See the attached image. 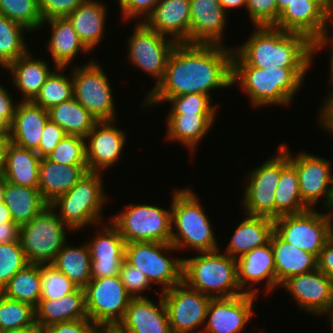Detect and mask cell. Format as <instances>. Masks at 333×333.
I'll use <instances>...</instances> for the list:
<instances>
[{
  "label": "cell",
  "instance_id": "19",
  "mask_svg": "<svg viewBox=\"0 0 333 333\" xmlns=\"http://www.w3.org/2000/svg\"><path fill=\"white\" fill-rule=\"evenodd\" d=\"M114 121L97 122L86 135V163L90 172L105 171L118 161L122 153L126 136Z\"/></svg>",
  "mask_w": 333,
  "mask_h": 333
},
{
  "label": "cell",
  "instance_id": "55",
  "mask_svg": "<svg viewBox=\"0 0 333 333\" xmlns=\"http://www.w3.org/2000/svg\"><path fill=\"white\" fill-rule=\"evenodd\" d=\"M11 94L0 85V133H8L17 107ZM15 103V104H14Z\"/></svg>",
  "mask_w": 333,
  "mask_h": 333
},
{
  "label": "cell",
  "instance_id": "56",
  "mask_svg": "<svg viewBox=\"0 0 333 333\" xmlns=\"http://www.w3.org/2000/svg\"><path fill=\"white\" fill-rule=\"evenodd\" d=\"M318 269L333 281V236L320 251L318 256Z\"/></svg>",
  "mask_w": 333,
  "mask_h": 333
},
{
  "label": "cell",
  "instance_id": "58",
  "mask_svg": "<svg viewBox=\"0 0 333 333\" xmlns=\"http://www.w3.org/2000/svg\"><path fill=\"white\" fill-rule=\"evenodd\" d=\"M20 225L17 223L0 224V244L19 241Z\"/></svg>",
  "mask_w": 333,
  "mask_h": 333
},
{
  "label": "cell",
  "instance_id": "13",
  "mask_svg": "<svg viewBox=\"0 0 333 333\" xmlns=\"http://www.w3.org/2000/svg\"><path fill=\"white\" fill-rule=\"evenodd\" d=\"M134 30L128 39L127 60L154 77L155 87L163 79L168 59L177 42L152 30L143 21H138Z\"/></svg>",
  "mask_w": 333,
  "mask_h": 333
},
{
  "label": "cell",
  "instance_id": "70",
  "mask_svg": "<svg viewBox=\"0 0 333 333\" xmlns=\"http://www.w3.org/2000/svg\"><path fill=\"white\" fill-rule=\"evenodd\" d=\"M329 210L331 209H333V196H332V200H331V203H330V206H329V208H328Z\"/></svg>",
  "mask_w": 333,
  "mask_h": 333
},
{
  "label": "cell",
  "instance_id": "41",
  "mask_svg": "<svg viewBox=\"0 0 333 333\" xmlns=\"http://www.w3.org/2000/svg\"><path fill=\"white\" fill-rule=\"evenodd\" d=\"M28 29L0 14V63L6 68L29 50L23 36Z\"/></svg>",
  "mask_w": 333,
  "mask_h": 333
},
{
  "label": "cell",
  "instance_id": "52",
  "mask_svg": "<svg viewBox=\"0 0 333 333\" xmlns=\"http://www.w3.org/2000/svg\"><path fill=\"white\" fill-rule=\"evenodd\" d=\"M66 135V132L57 123L49 119L42 131L37 154L41 158L47 157Z\"/></svg>",
  "mask_w": 333,
  "mask_h": 333
},
{
  "label": "cell",
  "instance_id": "62",
  "mask_svg": "<svg viewBox=\"0 0 333 333\" xmlns=\"http://www.w3.org/2000/svg\"><path fill=\"white\" fill-rule=\"evenodd\" d=\"M219 2L223 7L224 11L226 12L227 9L230 8H239L242 6L246 8L247 0H219Z\"/></svg>",
  "mask_w": 333,
  "mask_h": 333
},
{
  "label": "cell",
  "instance_id": "25",
  "mask_svg": "<svg viewBox=\"0 0 333 333\" xmlns=\"http://www.w3.org/2000/svg\"><path fill=\"white\" fill-rule=\"evenodd\" d=\"M237 281L241 288H246L245 293L255 294L259 288H253L255 283L266 280L265 289L270 293L276 288V270L274 263V254L270 242L267 245L253 249L244 253L237 259ZM253 283V284H252ZM247 285V286H246ZM250 287H252L250 289Z\"/></svg>",
  "mask_w": 333,
  "mask_h": 333
},
{
  "label": "cell",
  "instance_id": "29",
  "mask_svg": "<svg viewBox=\"0 0 333 333\" xmlns=\"http://www.w3.org/2000/svg\"><path fill=\"white\" fill-rule=\"evenodd\" d=\"M276 270V288L289 277L318 268V258L283 241L275 232L270 238Z\"/></svg>",
  "mask_w": 333,
  "mask_h": 333
},
{
  "label": "cell",
  "instance_id": "53",
  "mask_svg": "<svg viewBox=\"0 0 333 333\" xmlns=\"http://www.w3.org/2000/svg\"><path fill=\"white\" fill-rule=\"evenodd\" d=\"M101 327L89 318L56 323L44 328L45 333H97Z\"/></svg>",
  "mask_w": 333,
  "mask_h": 333
},
{
  "label": "cell",
  "instance_id": "67",
  "mask_svg": "<svg viewBox=\"0 0 333 333\" xmlns=\"http://www.w3.org/2000/svg\"><path fill=\"white\" fill-rule=\"evenodd\" d=\"M3 192H4V178L0 177V202L3 201Z\"/></svg>",
  "mask_w": 333,
  "mask_h": 333
},
{
  "label": "cell",
  "instance_id": "20",
  "mask_svg": "<svg viewBox=\"0 0 333 333\" xmlns=\"http://www.w3.org/2000/svg\"><path fill=\"white\" fill-rule=\"evenodd\" d=\"M93 239L88 242L91 256V278L99 279L119 275L125 260L126 241L117 228L110 222L105 224Z\"/></svg>",
  "mask_w": 333,
  "mask_h": 333
},
{
  "label": "cell",
  "instance_id": "57",
  "mask_svg": "<svg viewBox=\"0 0 333 333\" xmlns=\"http://www.w3.org/2000/svg\"><path fill=\"white\" fill-rule=\"evenodd\" d=\"M327 97L320 111L319 121L320 125L333 135V89Z\"/></svg>",
  "mask_w": 333,
  "mask_h": 333
},
{
  "label": "cell",
  "instance_id": "23",
  "mask_svg": "<svg viewBox=\"0 0 333 333\" xmlns=\"http://www.w3.org/2000/svg\"><path fill=\"white\" fill-rule=\"evenodd\" d=\"M226 13L219 0H190V44L223 45Z\"/></svg>",
  "mask_w": 333,
  "mask_h": 333
},
{
  "label": "cell",
  "instance_id": "2",
  "mask_svg": "<svg viewBox=\"0 0 333 333\" xmlns=\"http://www.w3.org/2000/svg\"><path fill=\"white\" fill-rule=\"evenodd\" d=\"M255 28L246 43L234 49L232 65L265 69L310 67L315 52L314 43L308 37L274 26Z\"/></svg>",
  "mask_w": 333,
  "mask_h": 333
},
{
  "label": "cell",
  "instance_id": "32",
  "mask_svg": "<svg viewBox=\"0 0 333 333\" xmlns=\"http://www.w3.org/2000/svg\"><path fill=\"white\" fill-rule=\"evenodd\" d=\"M274 219L310 209L300 196L296 168L289 162L288 149L281 145V177L275 191Z\"/></svg>",
  "mask_w": 333,
  "mask_h": 333
},
{
  "label": "cell",
  "instance_id": "40",
  "mask_svg": "<svg viewBox=\"0 0 333 333\" xmlns=\"http://www.w3.org/2000/svg\"><path fill=\"white\" fill-rule=\"evenodd\" d=\"M5 297L37 307L41 299V265L28 264L0 292Z\"/></svg>",
  "mask_w": 333,
  "mask_h": 333
},
{
  "label": "cell",
  "instance_id": "48",
  "mask_svg": "<svg viewBox=\"0 0 333 333\" xmlns=\"http://www.w3.org/2000/svg\"><path fill=\"white\" fill-rule=\"evenodd\" d=\"M212 98L206 94L188 93L170 97L166 102L172 103L168 114L216 113V106L210 104Z\"/></svg>",
  "mask_w": 333,
  "mask_h": 333
},
{
  "label": "cell",
  "instance_id": "44",
  "mask_svg": "<svg viewBox=\"0 0 333 333\" xmlns=\"http://www.w3.org/2000/svg\"><path fill=\"white\" fill-rule=\"evenodd\" d=\"M0 14L24 25L29 32L43 25L38 0H0Z\"/></svg>",
  "mask_w": 333,
  "mask_h": 333
},
{
  "label": "cell",
  "instance_id": "1",
  "mask_svg": "<svg viewBox=\"0 0 333 333\" xmlns=\"http://www.w3.org/2000/svg\"><path fill=\"white\" fill-rule=\"evenodd\" d=\"M224 45L177 43L168 59L163 79L144 99L149 107L170 97L188 93L206 94L232 85L234 48Z\"/></svg>",
  "mask_w": 333,
  "mask_h": 333
},
{
  "label": "cell",
  "instance_id": "36",
  "mask_svg": "<svg viewBox=\"0 0 333 333\" xmlns=\"http://www.w3.org/2000/svg\"><path fill=\"white\" fill-rule=\"evenodd\" d=\"M40 161L41 157L36 151L10 142L2 177L16 185L38 188Z\"/></svg>",
  "mask_w": 333,
  "mask_h": 333
},
{
  "label": "cell",
  "instance_id": "31",
  "mask_svg": "<svg viewBox=\"0 0 333 333\" xmlns=\"http://www.w3.org/2000/svg\"><path fill=\"white\" fill-rule=\"evenodd\" d=\"M45 23L51 26L52 35L47 44V50L53 58L55 68L67 67L77 53L89 52L67 17L50 18L42 24Z\"/></svg>",
  "mask_w": 333,
  "mask_h": 333
},
{
  "label": "cell",
  "instance_id": "68",
  "mask_svg": "<svg viewBox=\"0 0 333 333\" xmlns=\"http://www.w3.org/2000/svg\"><path fill=\"white\" fill-rule=\"evenodd\" d=\"M329 315V321L331 322V327H332V331H333V307L331 308L330 312L328 313Z\"/></svg>",
  "mask_w": 333,
  "mask_h": 333
},
{
  "label": "cell",
  "instance_id": "24",
  "mask_svg": "<svg viewBox=\"0 0 333 333\" xmlns=\"http://www.w3.org/2000/svg\"><path fill=\"white\" fill-rule=\"evenodd\" d=\"M190 21V0H159L143 22L177 43L190 44Z\"/></svg>",
  "mask_w": 333,
  "mask_h": 333
},
{
  "label": "cell",
  "instance_id": "15",
  "mask_svg": "<svg viewBox=\"0 0 333 333\" xmlns=\"http://www.w3.org/2000/svg\"><path fill=\"white\" fill-rule=\"evenodd\" d=\"M277 149L278 154L254 168L249 172V177L245 178L246 187L241 205L246 214L274 219V196L281 177V145Z\"/></svg>",
  "mask_w": 333,
  "mask_h": 333
},
{
  "label": "cell",
  "instance_id": "34",
  "mask_svg": "<svg viewBox=\"0 0 333 333\" xmlns=\"http://www.w3.org/2000/svg\"><path fill=\"white\" fill-rule=\"evenodd\" d=\"M167 139L182 143L190 152L210 130L216 113L167 114Z\"/></svg>",
  "mask_w": 333,
  "mask_h": 333
},
{
  "label": "cell",
  "instance_id": "39",
  "mask_svg": "<svg viewBox=\"0 0 333 333\" xmlns=\"http://www.w3.org/2000/svg\"><path fill=\"white\" fill-rule=\"evenodd\" d=\"M77 287L84 288L91 278V256L87 244L72 247L66 243L51 264Z\"/></svg>",
  "mask_w": 333,
  "mask_h": 333
},
{
  "label": "cell",
  "instance_id": "8",
  "mask_svg": "<svg viewBox=\"0 0 333 333\" xmlns=\"http://www.w3.org/2000/svg\"><path fill=\"white\" fill-rule=\"evenodd\" d=\"M313 209L274 219V232L283 241L318 258L326 242L333 236V217L330 211L319 213Z\"/></svg>",
  "mask_w": 333,
  "mask_h": 333
},
{
  "label": "cell",
  "instance_id": "26",
  "mask_svg": "<svg viewBox=\"0 0 333 333\" xmlns=\"http://www.w3.org/2000/svg\"><path fill=\"white\" fill-rule=\"evenodd\" d=\"M49 120V113L33 101L17 104L12 124L9 127L10 141L17 146L37 151L42 131Z\"/></svg>",
  "mask_w": 333,
  "mask_h": 333
},
{
  "label": "cell",
  "instance_id": "49",
  "mask_svg": "<svg viewBox=\"0 0 333 333\" xmlns=\"http://www.w3.org/2000/svg\"><path fill=\"white\" fill-rule=\"evenodd\" d=\"M246 9L253 26H274L277 22V0H247Z\"/></svg>",
  "mask_w": 333,
  "mask_h": 333
},
{
  "label": "cell",
  "instance_id": "16",
  "mask_svg": "<svg viewBox=\"0 0 333 333\" xmlns=\"http://www.w3.org/2000/svg\"><path fill=\"white\" fill-rule=\"evenodd\" d=\"M289 162L296 168L300 196L312 209L321 197H325L323 209H328L333 196V174L330 161L311 153L301 152L293 157L288 151Z\"/></svg>",
  "mask_w": 333,
  "mask_h": 333
},
{
  "label": "cell",
  "instance_id": "22",
  "mask_svg": "<svg viewBox=\"0 0 333 333\" xmlns=\"http://www.w3.org/2000/svg\"><path fill=\"white\" fill-rule=\"evenodd\" d=\"M114 328L119 333H172L162 295L158 304L147 297L132 298Z\"/></svg>",
  "mask_w": 333,
  "mask_h": 333
},
{
  "label": "cell",
  "instance_id": "5",
  "mask_svg": "<svg viewBox=\"0 0 333 333\" xmlns=\"http://www.w3.org/2000/svg\"><path fill=\"white\" fill-rule=\"evenodd\" d=\"M183 258L182 281L212 298L244 294L237 281V260L220 250ZM217 294H216V293Z\"/></svg>",
  "mask_w": 333,
  "mask_h": 333
},
{
  "label": "cell",
  "instance_id": "47",
  "mask_svg": "<svg viewBox=\"0 0 333 333\" xmlns=\"http://www.w3.org/2000/svg\"><path fill=\"white\" fill-rule=\"evenodd\" d=\"M26 265L28 262L20 241L0 244V292Z\"/></svg>",
  "mask_w": 333,
  "mask_h": 333
},
{
  "label": "cell",
  "instance_id": "3",
  "mask_svg": "<svg viewBox=\"0 0 333 333\" xmlns=\"http://www.w3.org/2000/svg\"><path fill=\"white\" fill-rule=\"evenodd\" d=\"M308 69L232 65V85H240L249 96L252 107L288 106L300 90Z\"/></svg>",
  "mask_w": 333,
  "mask_h": 333
},
{
  "label": "cell",
  "instance_id": "18",
  "mask_svg": "<svg viewBox=\"0 0 333 333\" xmlns=\"http://www.w3.org/2000/svg\"><path fill=\"white\" fill-rule=\"evenodd\" d=\"M280 286L308 313L327 315L333 307V281L318 268L291 276Z\"/></svg>",
  "mask_w": 333,
  "mask_h": 333
},
{
  "label": "cell",
  "instance_id": "65",
  "mask_svg": "<svg viewBox=\"0 0 333 333\" xmlns=\"http://www.w3.org/2000/svg\"><path fill=\"white\" fill-rule=\"evenodd\" d=\"M320 5L331 17V0H314Z\"/></svg>",
  "mask_w": 333,
  "mask_h": 333
},
{
  "label": "cell",
  "instance_id": "50",
  "mask_svg": "<svg viewBox=\"0 0 333 333\" xmlns=\"http://www.w3.org/2000/svg\"><path fill=\"white\" fill-rule=\"evenodd\" d=\"M119 276L127 293L132 298L147 297L142 295V292L147 288L149 289V287L151 288V283L144 273L129 264L126 260L122 263Z\"/></svg>",
  "mask_w": 333,
  "mask_h": 333
},
{
  "label": "cell",
  "instance_id": "64",
  "mask_svg": "<svg viewBox=\"0 0 333 333\" xmlns=\"http://www.w3.org/2000/svg\"><path fill=\"white\" fill-rule=\"evenodd\" d=\"M293 0H277V20L279 14L290 5Z\"/></svg>",
  "mask_w": 333,
  "mask_h": 333
},
{
  "label": "cell",
  "instance_id": "17",
  "mask_svg": "<svg viewBox=\"0 0 333 333\" xmlns=\"http://www.w3.org/2000/svg\"><path fill=\"white\" fill-rule=\"evenodd\" d=\"M258 296L244 293L233 297L211 298L203 325L198 333H241L254 313Z\"/></svg>",
  "mask_w": 333,
  "mask_h": 333
},
{
  "label": "cell",
  "instance_id": "9",
  "mask_svg": "<svg viewBox=\"0 0 333 333\" xmlns=\"http://www.w3.org/2000/svg\"><path fill=\"white\" fill-rule=\"evenodd\" d=\"M110 222L126 243H171V206L169 210L148 204H129Z\"/></svg>",
  "mask_w": 333,
  "mask_h": 333
},
{
  "label": "cell",
  "instance_id": "63",
  "mask_svg": "<svg viewBox=\"0 0 333 333\" xmlns=\"http://www.w3.org/2000/svg\"><path fill=\"white\" fill-rule=\"evenodd\" d=\"M3 223H15L11 216V213L6 206V204L2 201L0 202V224Z\"/></svg>",
  "mask_w": 333,
  "mask_h": 333
},
{
  "label": "cell",
  "instance_id": "59",
  "mask_svg": "<svg viewBox=\"0 0 333 333\" xmlns=\"http://www.w3.org/2000/svg\"><path fill=\"white\" fill-rule=\"evenodd\" d=\"M333 28V25L331 26ZM328 31H326L315 43H314V52L317 53V51H319L320 49L322 50V48H326V46H331L330 44L333 45V35H331L332 37H330V35L328 36ZM333 33V32H332ZM330 37V38H329ZM329 43V44H328ZM322 47V48H321ZM330 81L333 84V52L331 53V57H330Z\"/></svg>",
  "mask_w": 333,
  "mask_h": 333
},
{
  "label": "cell",
  "instance_id": "42",
  "mask_svg": "<svg viewBox=\"0 0 333 333\" xmlns=\"http://www.w3.org/2000/svg\"><path fill=\"white\" fill-rule=\"evenodd\" d=\"M64 68L65 67H56L55 69H57L59 73H57V70L51 72L42 85L40 92L33 100L35 104L43 107L47 111L74 97L72 74L70 77L65 76L64 73L61 72Z\"/></svg>",
  "mask_w": 333,
  "mask_h": 333
},
{
  "label": "cell",
  "instance_id": "4",
  "mask_svg": "<svg viewBox=\"0 0 333 333\" xmlns=\"http://www.w3.org/2000/svg\"><path fill=\"white\" fill-rule=\"evenodd\" d=\"M214 235L198 196L189 188L175 190L171 202V244L176 250L190 247L197 253L216 251Z\"/></svg>",
  "mask_w": 333,
  "mask_h": 333
},
{
  "label": "cell",
  "instance_id": "27",
  "mask_svg": "<svg viewBox=\"0 0 333 333\" xmlns=\"http://www.w3.org/2000/svg\"><path fill=\"white\" fill-rule=\"evenodd\" d=\"M88 172L87 165H62L47 157L41 158L38 183L41 197L49 205L68 192Z\"/></svg>",
  "mask_w": 333,
  "mask_h": 333
},
{
  "label": "cell",
  "instance_id": "51",
  "mask_svg": "<svg viewBox=\"0 0 333 333\" xmlns=\"http://www.w3.org/2000/svg\"><path fill=\"white\" fill-rule=\"evenodd\" d=\"M86 0H38L43 21L55 17H67Z\"/></svg>",
  "mask_w": 333,
  "mask_h": 333
},
{
  "label": "cell",
  "instance_id": "61",
  "mask_svg": "<svg viewBox=\"0 0 333 333\" xmlns=\"http://www.w3.org/2000/svg\"><path fill=\"white\" fill-rule=\"evenodd\" d=\"M2 333H45L44 328H42L37 322L29 327H23L19 329L6 330Z\"/></svg>",
  "mask_w": 333,
  "mask_h": 333
},
{
  "label": "cell",
  "instance_id": "14",
  "mask_svg": "<svg viewBox=\"0 0 333 333\" xmlns=\"http://www.w3.org/2000/svg\"><path fill=\"white\" fill-rule=\"evenodd\" d=\"M172 333H189L205 323L212 297L188 287L183 281L161 292Z\"/></svg>",
  "mask_w": 333,
  "mask_h": 333
},
{
  "label": "cell",
  "instance_id": "28",
  "mask_svg": "<svg viewBox=\"0 0 333 333\" xmlns=\"http://www.w3.org/2000/svg\"><path fill=\"white\" fill-rule=\"evenodd\" d=\"M245 217L224 252L236 259L255 248L267 245L274 232V219L249 214Z\"/></svg>",
  "mask_w": 333,
  "mask_h": 333
},
{
  "label": "cell",
  "instance_id": "35",
  "mask_svg": "<svg viewBox=\"0 0 333 333\" xmlns=\"http://www.w3.org/2000/svg\"><path fill=\"white\" fill-rule=\"evenodd\" d=\"M31 57L28 51L6 67L13 76L12 83L22 91L24 98L21 101H33L52 72L44 59Z\"/></svg>",
  "mask_w": 333,
  "mask_h": 333
},
{
  "label": "cell",
  "instance_id": "7",
  "mask_svg": "<svg viewBox=\"0 0 333 333\" xmlns=\"http://www.w3.org/2000/svg\"><path fill=\"white\" fill-rule=\"evenodd\" d=\"M54 211L48 205L30 222L20 226L19 241L28 264H52L66 243V231L71 229Z\"/></svg>",
  "mask_w": 333,
  "mask_h": 333
},
{
  "label": "cell",
  "instance_id": "11",
  "mask_svg": "<svg viewBox=\"0 0 333 333\" xmlns=\"http://www.w3.org/2000/svg\"><path fill=\"white\" fill-rule=\"evenodd\" d=\"M74 98L98 121L116 119L114 96L108 77L95 60L73 67L71 72Z\"/></svg>",
  "mask_w": 333,
  "mask_h": 333
},
{
  "label": "cell",
  "instance_id": "21",
  "mask_svg": "<svg viewBox=\"0 0 333 333\" xmlns=\"http://www.w3.org/2000/svg\"><path fill=\"white\" fill-rule=\"evenodd\" d=\"M331 19L314 0H293L279 14L274 27L303 34L315 43L328 30Z\"/></svg>",
  "mask_w": 333,
  "mask_h": 333
},
{
  "label": "cell",
  "instance_id": "43",
  "mask_svg": "<svg viewBox=\"0 0 333 333\" xmlns=\"http://www.w3.org/2000/svg\"><path fill=\"white\" fill-rule=\"evenodd\" d=\"M36 323L35 307L0 293V331L29 327Z\"/></svg>",
  "mask_w": 333,
  "mask_h": 333
},
{
  "label": "cell",
  "instance_id": "69",
  "mask_svg": "<svg viewBox=\"0 0 333 333\" xmlns=\"http://www.w3.org/2000/svg\"><path fill=\"white\" fill-rule=\"evenodd\" d=\"M331 18H333V0H331Z\"/></svg>",
  "mask_w": 333,
  "mask_h": 333
},
{
  "label": "cell",
  "instance_id": "33",
  "mask_svg": "<svg viewBox=\"0 0 333 333\" xmlns=\"http://www.w3.org/2000/svg\"><path fill=\"white\" fill-rule=\"evenodd\" d=\"M107 9L101 1L86 0L67 16L85 47L92 51L101 42Z\"/></svg>",
  "mask_w": 333,
  "mask_h": 333
},
{
  "label": "cell",
  "instance_id": "60",
  "mask_svg": "<svg viewBox=\"0 0 333 333\" xmlns=\"http://www.w3.org/2000/svg\"><path fill=\"white\" fill-rule=\"evenodd\" d=\"M10 142L8 133H0V177L5 169L6 153Z\"/></svg>",
  "mask_w": 333,
  "mask_h": 333
},
{
  "label": "cell",
  "instance_id": "38",
  "mask_svg": "<svg viewBox=\"0 0 333 333\" xmlns=\"http://www.w3.org/2000/svg\"><path fill=\"white\" fill-rule=\"evenodd\" d=\"M49 119L57 123L67 135L86 137L98 122L74 97L48 110Z\"/></svg>",
  "mask_w": 333,
  "mask_h": 333
},
{
  "label": "cell",
  "instance_id": "46",
  "mask_svg": "<svg viewBox=\"0 0 333 333\" xmlns=\"http://www.w3.org/2000/svg\"><path fill=\"white\" fill-rule=\"evenodd\" d=\"M78 287L51 264L41 265V299L58 300Z\"/></svg>",
  "mask_w": 333,
  "mask_h": 333
},
{
  "label": "cell",
  "instance_id": "6",
  "mask_svg": "<svg viewBox=\"0 0 333 333\" xmlns=\"http://www.w3.org/2000/svg\"><path fill=\"white\" fill-rule=\"evenodd\" d=\"M99 172H88L68 192L49 204L58 208L59 218L73 231L84 226L101 224V209L107 196Z\"/></svg>",
  "mask_w": 333,
  "mask_h": 333
},
{
  "label": "cell",
  "instance_id": "10",
  "mask_svg": "<svg viewBox=\"0 0 333 333\" xmlns=\"http://www.w3.org/2000/svg\"><path fill=\"white\" fill-rule=\"evenodd\" d=\"M171 243H126L125 260L146 275L149 282L161 284L166 291L182 282L183 258H168L164 253L174 250Z\"/></svg>",
  "mask_w": 333,
  "mask_h": 333
},
{
  "label": "cell",
  "instance_id": "12",
  "mask_svg": "<svg viewBox=\"0 0 333 333\" xmlns=\"http://www.w3.org/2000/svg\"><path fill=\"white\" fill-rule=\"evenodd\" d=\"M84 291L87 316L101 328L115 327L132 299L119 275L91 279Z\"/></svg>",
  "mask_w": 333,
  "mask_h": 333
},
{
  "label": "cell",
  "instance_id": "66",
  "mask_svg": "<svg viewBox=\"0 0 333 333\" xmlns=\"http://www.w3.org/2000/svg\"><path fill=\"white\" fill-rule=\"evenodd\" d=\"M97 333H119L114 327L100 328Z\"/></svg>",
  "mask_w": 333,
  "mask_h": 333
},
{
  "label": "cell",
  "instance_id": "54",
  "mask_svg": "<svg viewBox=\"0 0 333 333\" xmlns=\"http://www.w3.org/2000/svg\"><path fill=\"white\" fill-rule=\"evenodd\" d=\"M159 0H119V6L124 20H131V18H139L144 15L147 18L153 11Z\"/></svg>",
  "mask_w": 333,
  "mask_h": 333
},
{
  "label": "cell",
  "instance_id": "37",
  "mask_svg": "<svg viewBox=\"0 0 333 333\" xmlns=\"http://www.w3.org/2000/svg\"><path fill=\"white\" fill-rule=\"evenodd\" d=\"M3 202L8 207L13 221L20 226L30 222L48 204L38 188L24 187L4 180Z\"/></svg>",
  "mask_w": 333,
  "mask_h": 333
},
{
  "label": "cell",
  "instance_id": "45",
  "mask_svg": "<svg viewBox=\"0 0 333 333\" xmlns=\"http://www.w3.org/2000/svg\"><path fill=\"white\" fill-rule=\"evenodd\" d=\"M85 138L66 135L47 158L62 165H87Z\"/></svg>",
  "mask_w": 333,
  "mask_h": 333
},
{
  "label": "cell",
  "instance_id": "30",
  "mask_svg": "<svg viewBox=\"0 0 333 333\" xmlns=\"http://www.w3.org/2000/svg\"><path fill=\"white\" fill-rule=\"evenodd\" d=\"M35 312L36 322L42 328L56 323L88 318L84 288L78 287L74 292L58 300L40 299Z\"/></svg>",
  "mask_w": 333,
  "mask_h": 333
}]
</instances>
